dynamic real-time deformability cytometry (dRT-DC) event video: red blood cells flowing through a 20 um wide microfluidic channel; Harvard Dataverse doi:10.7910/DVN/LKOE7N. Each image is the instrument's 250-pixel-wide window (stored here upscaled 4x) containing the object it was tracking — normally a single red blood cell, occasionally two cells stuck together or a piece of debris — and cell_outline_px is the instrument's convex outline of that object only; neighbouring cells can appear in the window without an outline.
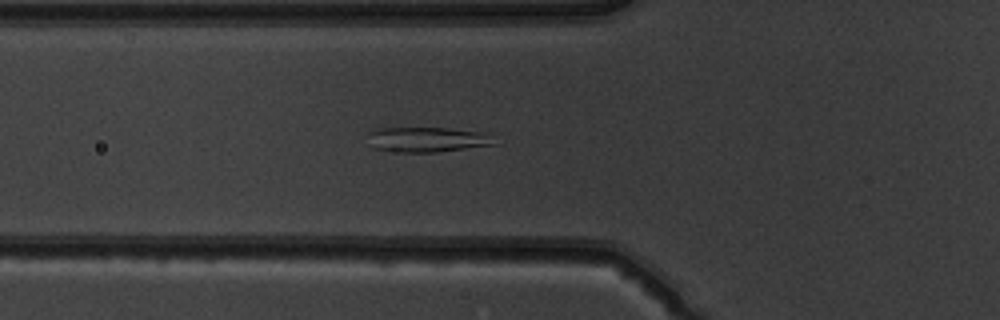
{"species": "common noctule bat (a hibernating species)", "species_latin": "Nyctalus noctula", "temperature_condition": "warm", "stored_images_in_passage": 37, "camera_frame_rate_fps": 3000, "um_per_image_px": 0.085, "animal": {"sex": "male", "body_mass_g": 19.5, "forearm_length_mm": 54.6}, "frame": {"image": 1, "passage_image": 4, "time_ms": 1.0, "image_size_px": [1000, 320], "cell_outline_px": [[500, 144], [436, 152], [404, 152], [372, 148], [368, 132], [372, 128], [448, 128], [480, 132]], "centroid_in_image_um": [36.27, 11.86], "position_along_channel_um": 89.5, "area_um2": 18.26}}
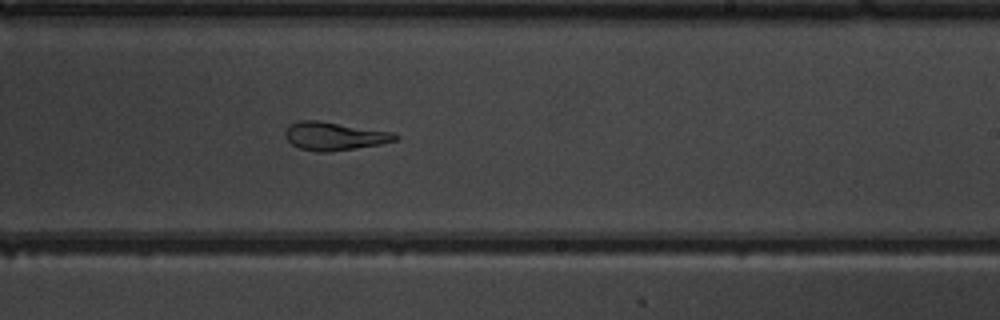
{"frame": {"image": 2, "passage_image": 17, "time_ms": 5.333, "image_size_px": [1000, 320], "cell_outline_px": [[400, 136], [396, 140], [380, 144], [356, 148], [328, 152], [316, 152], [300, 148], [292, 144], [284, 136], [284, 132], [288, 124], [300, 120], [316, 120], [396, 132]], "centroid_in_image_um": [28.42, 11.56], "position_along_channel_um": 260.6, "area_um2": 18.26}}
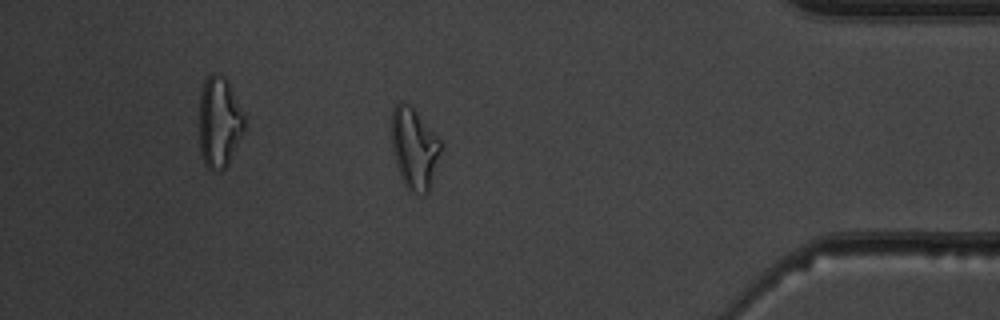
{"frame": {"image": 3, "passage_image": 30, "time_ms": 9.667, "image_size_px": [1000, 320], "cell_outline_px": [[440, 152], [428, 192], [424, 196], [412, 192], [404, 184], [400, 176], [392, 152], [392, 108], [400, 100], [408, 104], [416, 112], [440, 140]], "centroid_in_image_um": [35.18, 12.62], "position_along_channel_um": 400.0, "area_um2": 22.89}, "authors_computed_cell_mechanics": {"area_um2": 18.6116, "velocity_mm_per_s": 3.9505, "shape_relaxation_time_tau1_ms": null, "shape_relaxation_time_tau2_ms": 2.5322, "deformation_change_tau1": null, "deformation_change_tau2": 0.1021}}